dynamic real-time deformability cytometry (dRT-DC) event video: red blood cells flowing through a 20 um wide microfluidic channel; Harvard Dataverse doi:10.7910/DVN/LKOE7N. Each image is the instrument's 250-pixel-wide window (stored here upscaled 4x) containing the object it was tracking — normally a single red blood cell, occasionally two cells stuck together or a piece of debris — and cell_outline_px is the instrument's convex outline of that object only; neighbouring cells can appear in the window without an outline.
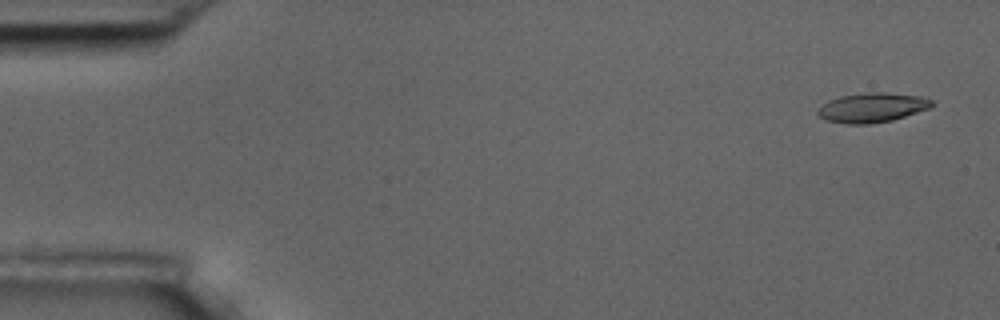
{"species": "common noctule bat (a hibernating species)", "species_latin": "Nyctalus noctula", "temperature_condition": "room temperature", "stored_images_in_passage": 6, "camera_frame_rate_fps": 3000, "um_per_image_px": 0.085, "animal": {"sex": "male", "body_mass_g": 17.5, "forearm_length_mm": 52.3}, "frame": {"image": 1, "passage_image": 1, "time_ms": 0.0, "image_size_px": [1000, 320], "cell_outline_px": [[932, 108], [892, 120], [868, 124], [844, 124], [828, 120], [820, 116], [816, 112], [816, 108], [820, 104], [828, 100], [840, 96], [868, 92], [884, 92], [924, 96], [932, 100]], "centroid_in_image_um": [74.12, 9.13], "position_along_channel_um": 10.9, "area_um2": 19.88}}